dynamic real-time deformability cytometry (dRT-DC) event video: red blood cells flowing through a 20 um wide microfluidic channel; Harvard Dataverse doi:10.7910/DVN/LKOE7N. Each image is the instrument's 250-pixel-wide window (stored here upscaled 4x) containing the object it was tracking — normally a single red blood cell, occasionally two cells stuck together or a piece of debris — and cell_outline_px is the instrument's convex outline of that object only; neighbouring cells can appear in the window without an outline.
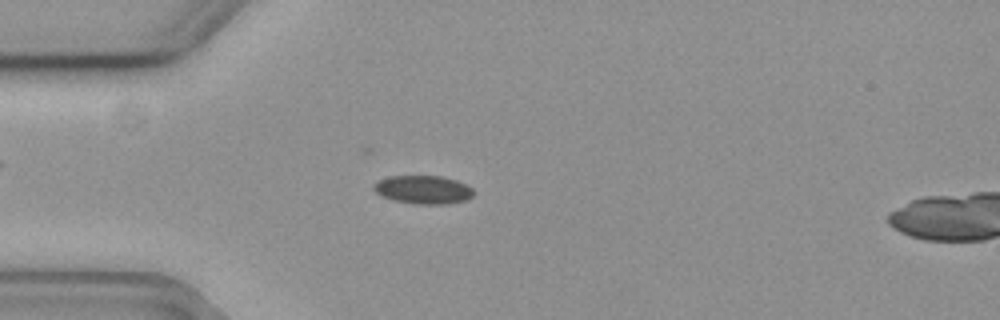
{"species": "common noctule bat (a hibernating species)", "species_latin": "Nyctalus noctula", "temperature_condition": "cold", "stored_images_in_passage": 54, "camera_frame_rate_fps": 3000, "um_per_image_px": 0.085, "animal": {"sex": "female", "body_mass_g": 19.3, "forearm_length_mm": 54.1}, "frame": {"image": 1, "passage_image": 13, "time_ms": 4.0, "image_size_px": [1000, 320], "cell_outline_px": [[476, 192], [472, 196], [464, 200], [448, 204], [416, 204], [392, 200], [380, 196], [372, 188], [380, 180], [388, 176], [440, 176], [456, 180], [472, 188]], "centroid_in_image_um": [35.97, 16.13], "position_along_channel_um": 49.0, "area_um2": 16.47}}
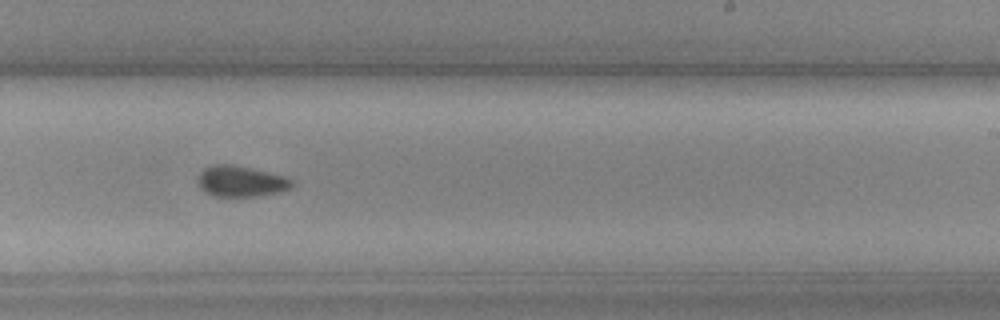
{"frame": {"image": 2, "passage_image": 32, "time_ms": 10.333, "image_size_px": [1000, 320], "cell_outline_px": [[292, 184], [288, 188], [280, 192], [256, 196], [212, 196], [204, 192], [200, 188], [196, 180], [196, 176], [204, 168], [212, 164], [228, 164], [268, 172], [284, 176], [292, 180]], "centroid_in_image_um": [20.39, 15.41], "position_along_channel_um": 268.6, "area_um2": 16.88}}
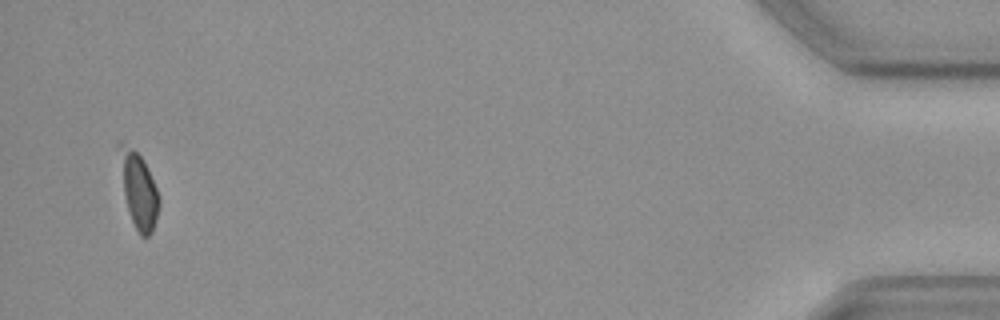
{"frame": {"image": 3, "passage_image": 52, "time_ms": 17.0, "image_size_px": [1000, 320], "cell_outline_px": [[160, 204], [156, 220], [152, 232], [148, 236], [140, 236], [132, 220], [124, 196], [116, 144], [120, 140], [124, 140], [144, 160], [156, 188], [160, 200]], "centroid_in_image_um": [11.74, 16.08], "position_along_channel_um": 423.5, "area_um2": 17.57}}